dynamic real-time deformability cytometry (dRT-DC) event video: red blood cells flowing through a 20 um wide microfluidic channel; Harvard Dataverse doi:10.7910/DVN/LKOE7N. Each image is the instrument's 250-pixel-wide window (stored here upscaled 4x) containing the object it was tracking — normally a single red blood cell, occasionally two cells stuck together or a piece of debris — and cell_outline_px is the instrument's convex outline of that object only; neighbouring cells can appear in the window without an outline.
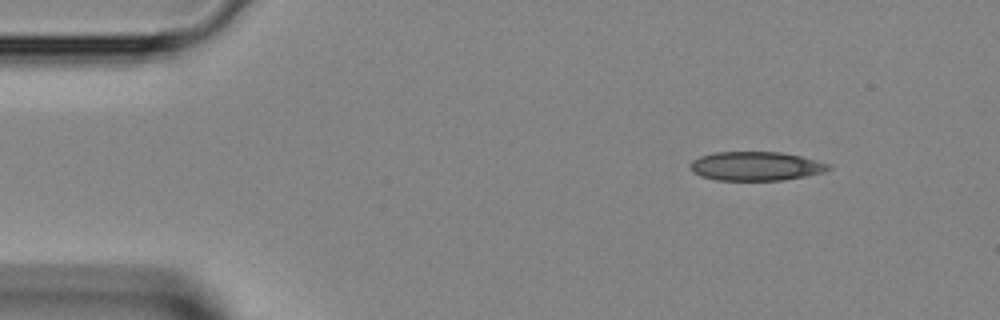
{"species": "Egyptian fruit bat (a non-hibernating species)", "species_latin": "Rousettus aegyptiacus", "temperature_condition": "room temperature", "stored_images_in_passage": 39, "camera_frame_rate_fps": 3000, "um_per_image_px": 0.085, "animal": {"sex": "female"}, "frame": {"image": 1, "passage_image": 1, "time_ms": 0.0, "image_size_px": [1000, 320], "cell_outline_px": [[832, 168], [824, 172], [804, 176], [780, 180], [716, 180], [700, 176], [692, 172], [688, 168], [688, 164], [692, 160], [700, 156], [716, 152], [780, 152], [800, 156], [816, 160], [828, 164]], "centroid_in_image_um": [64.18, 14.12], "position_along_channel_um": 20.8, "area_um2": 23.35}}
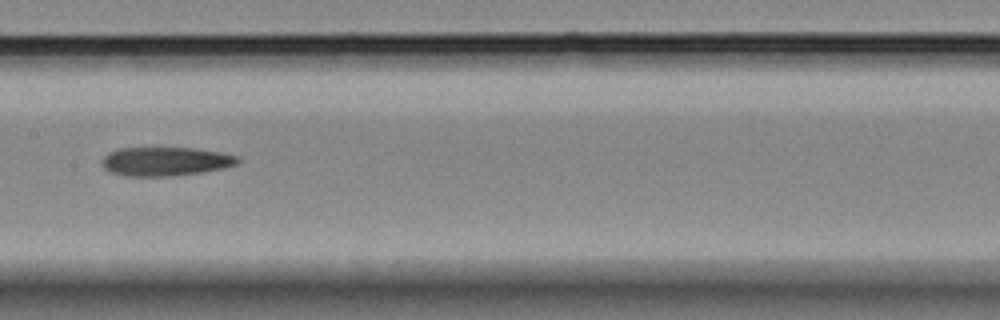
{"frame": {"image": 2, "passage_image": 17, "time_ms": 5.333, "image_size_px": [1000, 320], "cell_outline_px": [[240, 160], [236, 164], [224, 168], [204, 172], [172, 176], [128, 176], [112, 172], [104, 168], [100, 160], [108, 152], [120, 148], [196, 148], [220, 152], [240, 156]], "centroid_in_image_um": [14.08, 13.72], "position_along_channel_um": 193.3, "area_um2": 22.95}}
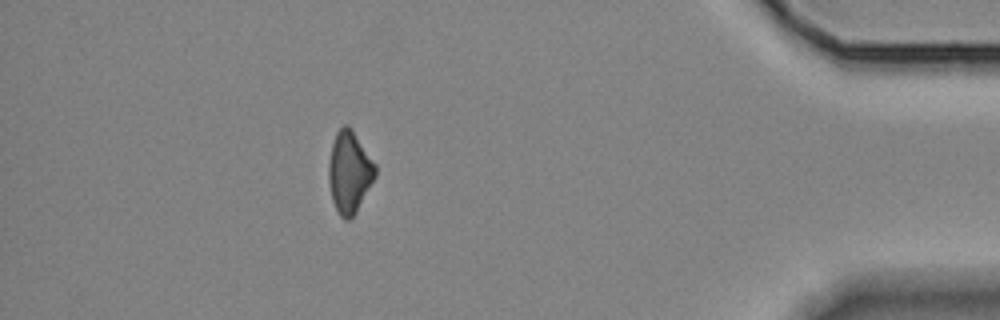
{"frame": {"image": 3, "passage_image": 34, "time_ms": 11.0, "image_size_px": [1000, 320], "cell_outline_px": [[376, 176], [356, 212], [348, 220], [344, 220], [340, 216], [332, 200], [328, 180], [328, 164], [332, 144], [336, 132], [344, 124], [348, 124], [352, 128], [376, 164]], "centroid_in_image_um": [29.7, 14.6], "position_along_channel_um": 405.5, "area_um2": 22.31}}